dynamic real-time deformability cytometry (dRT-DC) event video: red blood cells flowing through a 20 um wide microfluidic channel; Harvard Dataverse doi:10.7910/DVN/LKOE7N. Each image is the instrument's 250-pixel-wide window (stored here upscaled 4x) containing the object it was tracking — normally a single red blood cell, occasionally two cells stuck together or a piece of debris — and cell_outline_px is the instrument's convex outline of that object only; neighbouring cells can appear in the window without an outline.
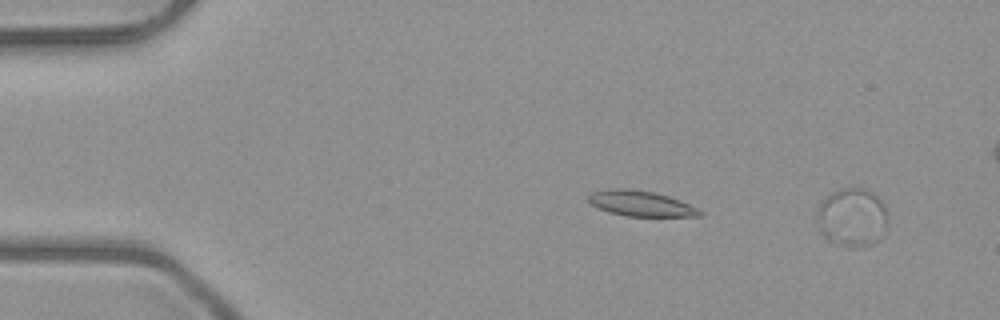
{"species": "common noctule bat (a hibernating species)", "species_latin": "Nyctalus noctula", "temperature_condition": "room temperature", "stored_images_in_passage": 44, "camera_frame_rate_fps": 3000, "um_per_image_px": 0.085, "animal": {"sex": "male", "body_mass_g": 23.1, "forearm_length_mm": 52.7}, "frame": {"image": 1, "passage_image": 1, "time_ms": 0.0, "image_size_px": [1000, 320], "cell_outline_px": [[888, 228], [880, 240], [872, 244], [860, 248], [848, 248], [828, 240], [820, 232], [816, 212], [820, 204], [832, 192], [840, 188], [864, 188], [876, 196], [880, 200], [888, 216]], "centroid_in_image_um": [72.46, 18.52], "position_along_channel_um": 12.5, "area_um2": 24.51}}
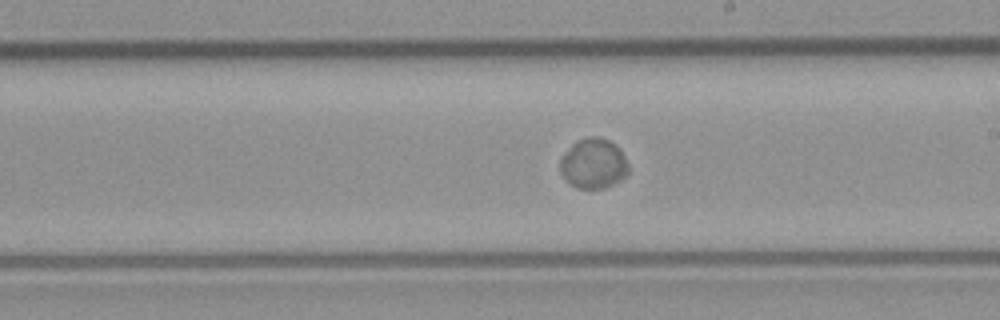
{"frame": {"image": 2, "passage_image": 28, "time_ms": 9.0, "image_size_px": [1000, 320], "cell_outline_px": [[628, 172], [620, 180], [604, 188], [576, 188], [560, 172], [560, 160], [572, 144], [576, 140], [588, 136], [596, 136], [608, 140], [616, 144], [620, 148], [628, 164]], "centroid_in_image_um": [50.45, 13.88], "position_along_channel_um": 238.5, "area_um2": 19.77}}
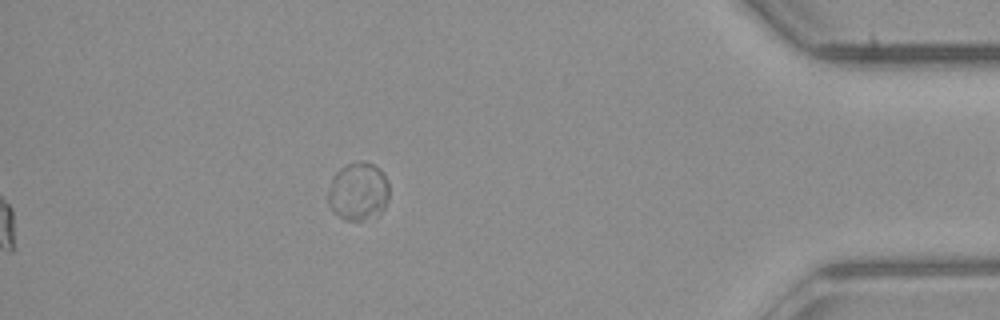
{"frame": {"image": 3, "passage_image": 44, "time_ms": 14.333, "image_size_px": [1000, 320], "cell_outline_px": [[388, 200], [384, 208], [380, 212], [360, 220], [344, 220], [332, 212], [328, 204], [328, 192], [332, 176], [340, 168], [348, 164], [360, 160], [364, 160], [380, 168], [384, 172], [388, 180]], "centroid_in_image_um": [30.44, 16.24], "position_along_channel_um": 404.8, "area_um2": 20.87}, "authors_computed_cell_mechanics": {"area_um2": 20.3456, "velocity_mm_per_s": 3.9784, "shape_relaxation_time_tau1_ms": 4.9277, "shape_relaxation_time_tau2_ms": null, "deformation_change_tau1": 0.034, "deformation_change_tau2": null}}